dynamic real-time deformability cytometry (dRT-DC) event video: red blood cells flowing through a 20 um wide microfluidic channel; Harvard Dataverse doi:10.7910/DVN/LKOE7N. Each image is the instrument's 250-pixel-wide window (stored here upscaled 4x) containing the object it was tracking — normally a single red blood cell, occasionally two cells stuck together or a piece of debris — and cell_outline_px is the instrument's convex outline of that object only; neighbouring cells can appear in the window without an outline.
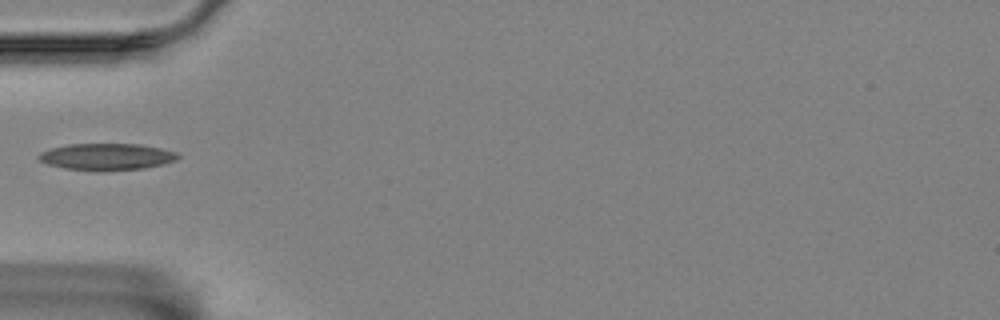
{"species": "Egyptian fruit bat (a non-hibernating species)", "species_latin": "Rousettus aegyptiacus", "temperature_condition": "room temperature", "stored_images_in_passage": 39, "camera_frame_rate_fps": 3000, "um_per_image_px": 0.085, "animal": {"sex": "female"}, "frame": {"image": 1, "passage_image": 1, "time_ms": 0.0, "image_size_px": [1000, 320], "cell_outline_px": [[180, 156], [176, 160], [164, 164], [144, 168], [64, 168], [48, 164], [40, 160], [36, 156], [40, 152], [52, 148], [68, 144], [140, 144], [160, 148], [176, 152]], "centroid_in_image_um": [9.09, 13.27], "position_along_channel_um": 75.9, "area_um2": 20.69}}
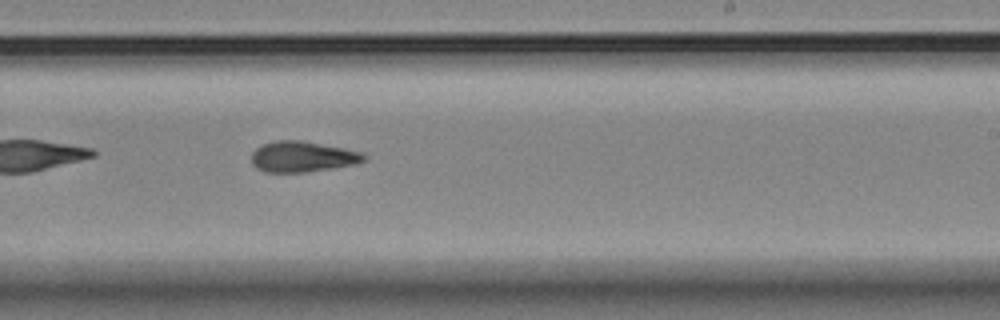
{"frame": {"image": 2, "passage_image": 17, "time_ms": 5.333, "image_size_px": [1000, 320], "cell_outline_px": [[368, 156], [364, 160], [356, 164], [304, 172], [264, 172], [256, 168], [252, 164], [252, 152], [256, 148], [264, 144], [276, 140], [304, 140], [364, 152]], "centroid_in_image_um": [25.72, 13.31], "position_along_channel_um": 263.3, "area_um2": 20.23}}
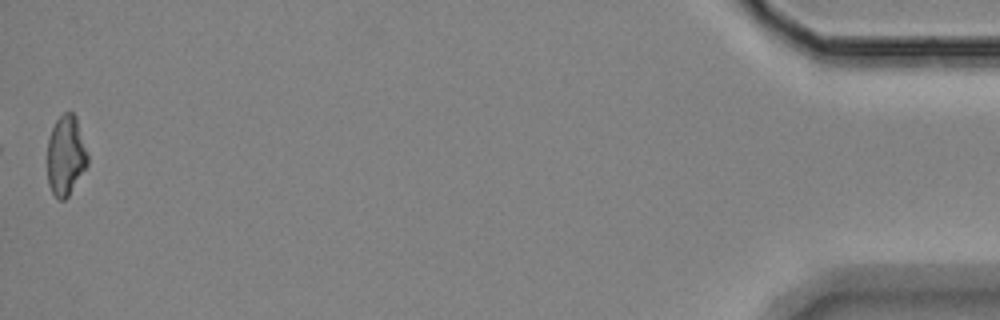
{"frame": {"image": 3, "passage_image": 39, "time_ms": 12.667, "image_size_px": [1000, 320], "cell_outline_px": [[88, 164], [68, 196], [64, 200], [60, 200], [52, 192], [48, 184], [48, 140], [52, 128], [56, 120], [64, 112], [72, 112], [76, 116], [88, 152]], "centroid_in_image_um": [5.6, 13.2], "position_along_channel_um": 429.6, "area_um2": 18.73}}